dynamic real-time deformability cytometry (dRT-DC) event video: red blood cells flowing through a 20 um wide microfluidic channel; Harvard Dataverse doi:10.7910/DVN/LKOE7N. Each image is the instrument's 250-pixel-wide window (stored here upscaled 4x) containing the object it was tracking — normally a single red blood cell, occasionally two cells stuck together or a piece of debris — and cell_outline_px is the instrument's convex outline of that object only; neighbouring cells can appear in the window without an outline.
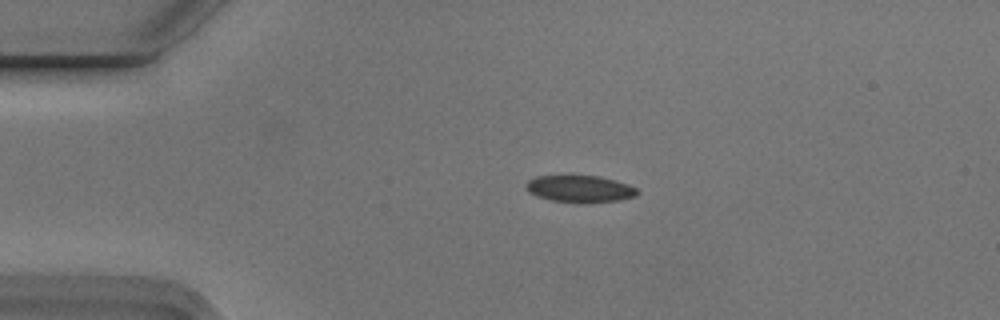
{"species": "Egyptian fruit bat (a non-hibernating species)", "species_latin": "Rousettus aegyptiacus", "temperature_condition": "cold", "stored_images_in_passage": 5, "camera_frame_rate_fps": 3000, "um_per_image_px": 0.085, "animal": {"sex": "male"}, "frame": {"image": 1, "passage_image": 3, "time_ms": 0.667, "image_size_px": [1000, 320], "cell_outline_px": [[640, 192], [636, 196], [620, 200], [584, 204], [552, 200], [536, 196], [528, 192], [524, 184], [528, 180], [536, 176], [600, 176], [616, 180], [628, 184], [636, 188]], "centroid_in_image_um": [49.3, 16.06], "position_along_channel_um": 35.7, "area_um2": 17.74}}